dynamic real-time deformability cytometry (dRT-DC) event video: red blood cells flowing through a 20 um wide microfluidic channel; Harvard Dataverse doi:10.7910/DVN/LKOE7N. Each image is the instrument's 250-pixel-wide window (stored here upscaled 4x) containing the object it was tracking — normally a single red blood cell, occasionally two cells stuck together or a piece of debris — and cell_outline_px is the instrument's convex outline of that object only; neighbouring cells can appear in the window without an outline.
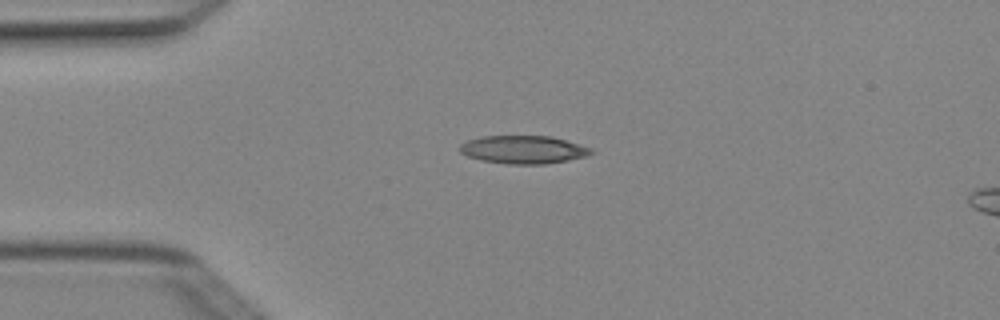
{"species": "Egyptian fruit bat (a non-hibernating species)", "species_latin": "Rousettus aegyptiacus", "temperature_condition": "cold", "stored_images_in_passage": 4, "camera_frame_rate_fps": 3000, "um_per_image_px": 0.085, "animal": {"sex": "female"}, "frame": {"image": 1, "passage_image": 2, "time_ms": 0.333, "image_size_px": [1000, 320], "cell_outline_px": [[596, 152], [588, 156], [568, 160], [544, 164], [508, 164], [480, 160], [468, 156], [460, 152], [460, 144], [468, 140], [480, 136], [552, 136], [592, 148]], "centroid_in_image_um": [44.51, 12.72], "position_along_channel_um": 40.5, "area_um2": 21.56}}
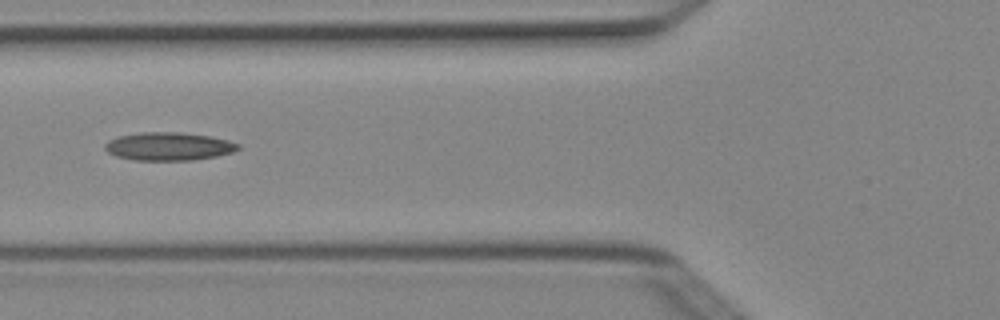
{"frame": {"image": 2, "passage_image": 4, "time_ms": 1.0, "image_size_px": [1000, 320], "cell_outline_px": [[240, 148], [232, 152], [216, 156], [192, 160], [136, 160], [116, 156], [108, 152], [104, 148], [104, 144], [108, 140], [120, 136], [140, 132], [180, 132], [212, 136], [228, 140], [240, 144]], "centroid_in_image_um": [14.34, 12.43], "position_along_channel_um": 111.5, "area_um2": 21.85}}